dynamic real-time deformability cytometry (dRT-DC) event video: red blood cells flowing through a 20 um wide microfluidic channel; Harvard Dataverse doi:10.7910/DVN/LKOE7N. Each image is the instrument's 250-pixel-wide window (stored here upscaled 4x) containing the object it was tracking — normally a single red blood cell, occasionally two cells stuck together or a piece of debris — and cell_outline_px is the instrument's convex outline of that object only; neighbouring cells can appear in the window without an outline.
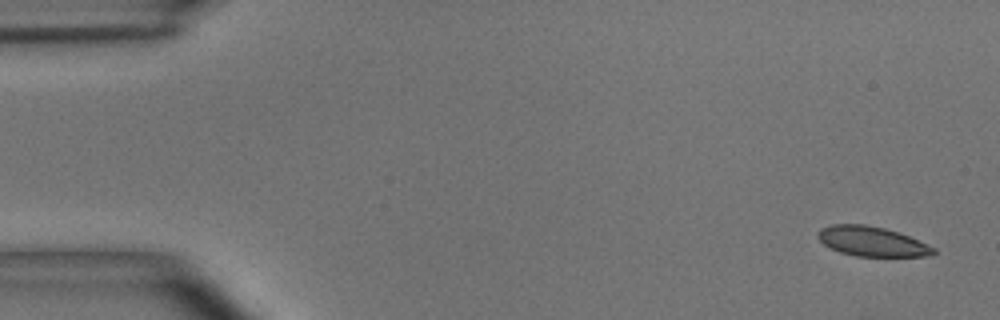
{"species": "common noctule bat (a hibernating species)", "species_latin": "Nyctalus noctula", "temperature_condition": "room temperature", "stored_images_in_passage": 9, "camera_frame_rate_fps": 3000, "um_per_image_px": 0.085, "animal": {"sex": "male", "body_mass_g": 15.6}, "frame": {"image": 1, "passage_image": 1, "time_ms": 0.0, "image_size_px": [1000, 320], "cell_outline_px": [[936, 252], [932, 256], [856, 256], [840, 252], [824, 244], [816, 236], [816, 232], [820, 228], [832, 224], [864, 224], [884, 228], [908, 236], [936, 248]], "centroid_in_image_um": [74.09, 20.52], "position_along_channel_um": 10.9, "area_um2": 19.94}}
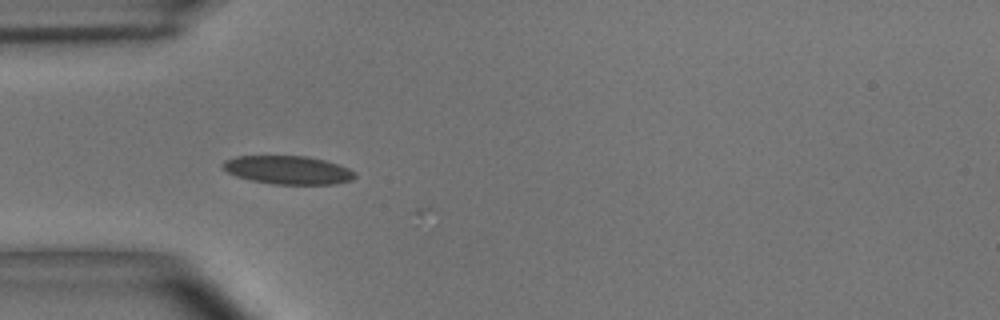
{"frame": {"image": 2, "passage_image": 5, "time_ms": 1.333, "image_size_px": [1000, 320], "cell_outline_px": [[356, 176], [352, 180], [336, 184], [272, 184], [252, 180], [236, 176], [228, 172], [220, 164], [224, 160], [236, 156], [304, 156], [324, 160], [348, 168], [356, 172]], "centroid_in_image_um": [24.47, 14.45], "position_along_channel_um": 60.5, "area_um2": 21.79}}
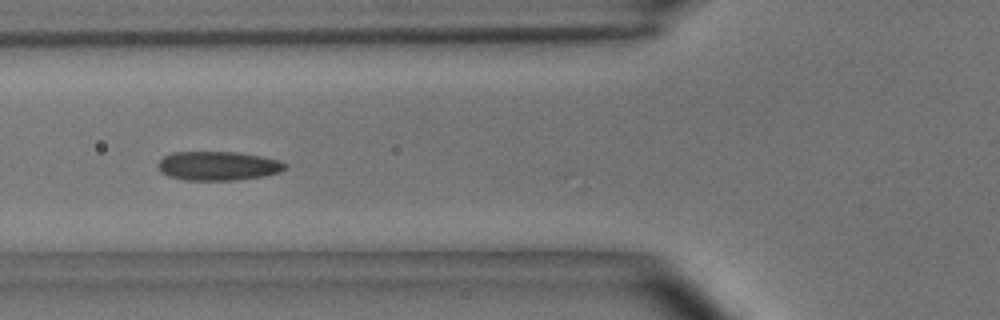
{"frame": {"image": 3, "passage_image": 6, "time_ms": 1.667, "image_size_px": [1000, 320], "cell_outline_px": [[288, 168], [280, 172], [264, 176], [236, 180], [184, 180], [168, 176], [160, 172], [160, 160], [164, 156], [172, 152], [236, 152], [260, 156], [280, 160], [288, 164]], "centroid_in_image_um": [18.58, 14.1], "position_along_channel_um": 107.2, "area_um2": 21.56}}